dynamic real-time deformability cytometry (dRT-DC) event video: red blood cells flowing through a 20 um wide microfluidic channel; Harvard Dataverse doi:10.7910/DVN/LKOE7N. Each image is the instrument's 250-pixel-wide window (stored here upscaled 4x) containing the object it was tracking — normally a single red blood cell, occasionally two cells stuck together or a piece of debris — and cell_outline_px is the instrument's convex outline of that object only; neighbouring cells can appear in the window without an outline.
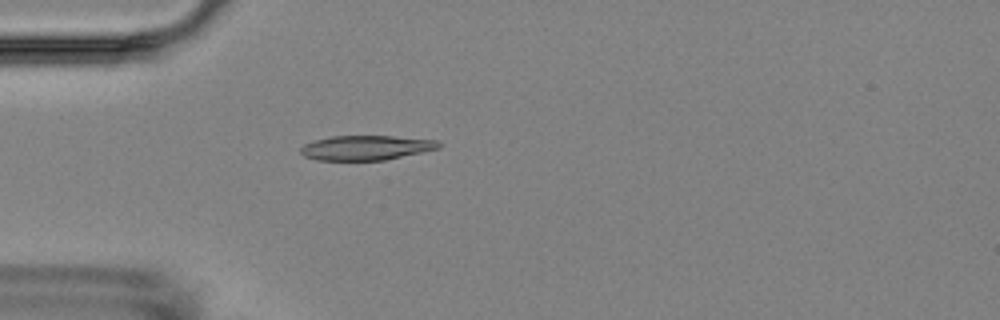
{"species": "Egyptian fruit bat (a non-hibernating species)", "species_latin": "Rousettus aegyptiacus", "temperature_condition": "room temperature", "stored_images_in_passage": 3, "camera_frame_rate_fps": 3000, "um_per_image_px": 0.085, "animal": {"sex": "female"}, "frame": {"image": 1, "passage_image": 3, "time_ms": 2.333, "image_size_px": [1000, 320], "cell_outline_px": [[444, 144], [440, 148], [384, 160], [316, 160], [304, 156], [300, 152], [300, 148], [304, 144], [316, 140], [332, 136], [392, 136], [436, 140]], "centroid_in_image_um": [31.12, 12.55], "position_along_channel_um": 53.9, "area_um2": 19.77}}